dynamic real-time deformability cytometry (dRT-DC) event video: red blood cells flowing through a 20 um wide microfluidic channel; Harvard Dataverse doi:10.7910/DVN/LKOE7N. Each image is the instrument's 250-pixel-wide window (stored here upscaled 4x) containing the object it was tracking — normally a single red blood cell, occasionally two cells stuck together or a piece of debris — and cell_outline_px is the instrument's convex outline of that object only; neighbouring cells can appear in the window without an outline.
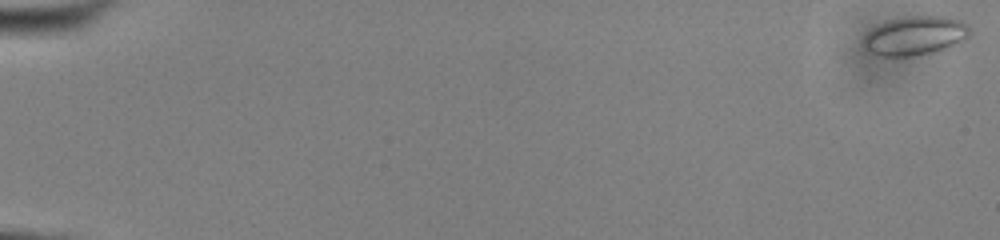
{"species": "common noctule bat (a hibernating species)", "species_latin": "Nyctalus noctula", "temperature_condition": "cold", "stored_images_in_passage": 54, "camera_frame_rate_fps": 3000, "um_per_image_px": 0.085, "animal": {"sex": "male", "body_mass_g": 13.0, "forearm_length_mm": 53.1}, "frame": {"image": 1, "passage_image": 1, "time_ms": 0.0, "image_size_px": [1000, 240], "cell_outline_px": [[968, 36], [944, 48], [912, 56], [876, 56], [868, 52], [864, 48], [864, 36], [872, 28], [888, 20], [904, 16], [948, 16], [960, 20], [968, 28]], "centroid_in_image_um": [77.69, 3.02], "position_along_channel_um": 7.3, "area_um2": 23.7}}
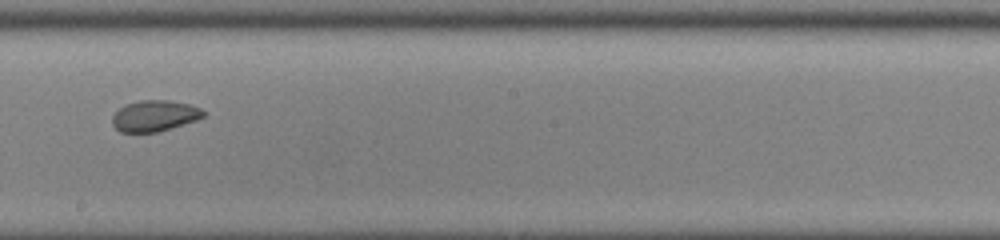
{"frame": {"image": 2, "passage_image": 33, "time_ms": 10.667, "image_size_px": [1000, 240], "cell_outline_px": [[204, 116], [196, 120], [156, 132], [120, 132], [112, 124], [112, 116], [120, 108], [128, 104], [140, 100], [168, 100], [188, 104], [200, 108], [204, 112]], "centroid_in_image_um": [13.12, 9.84], "position_along_channel_um": 235.1, "area_um2": 16.18}}
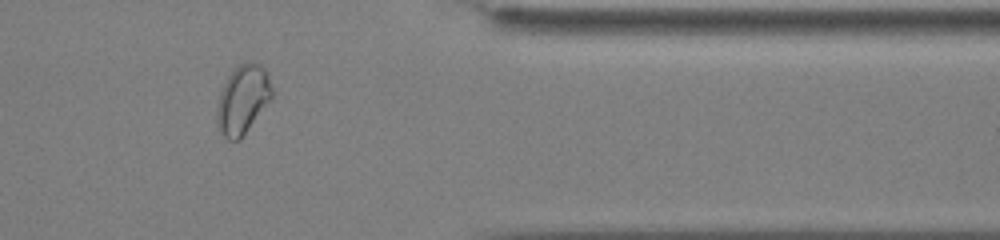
{"frame": {"image": 3, "passage_image": 46, "time_ms": 15.0, "image_size_px": [1000, 240], "cell_outline_px": [[272, 100], [240, 140], [228, 140], [220, 132], [216, 124], [216, 108], [220, 92], [228, 76], [244, 60], [248, 60], [260, 64], [268, 72], [272, 88]], "centroid_in_image_um": [20.65, 8.46], "position_along_channel_um": 390.8, "area_um2": 22.48}, "authors_computed_cell_mechanics": {"area_um2": 19.4786, "velocity_mm_per_s": 3.8898, "shape_relaxation_time_tau1_ms": null, "shape_relaxation_time_tau2_ms": 1.45, "deformation_change_tau1": null, "deformation_change_tau2": 0.0356}}